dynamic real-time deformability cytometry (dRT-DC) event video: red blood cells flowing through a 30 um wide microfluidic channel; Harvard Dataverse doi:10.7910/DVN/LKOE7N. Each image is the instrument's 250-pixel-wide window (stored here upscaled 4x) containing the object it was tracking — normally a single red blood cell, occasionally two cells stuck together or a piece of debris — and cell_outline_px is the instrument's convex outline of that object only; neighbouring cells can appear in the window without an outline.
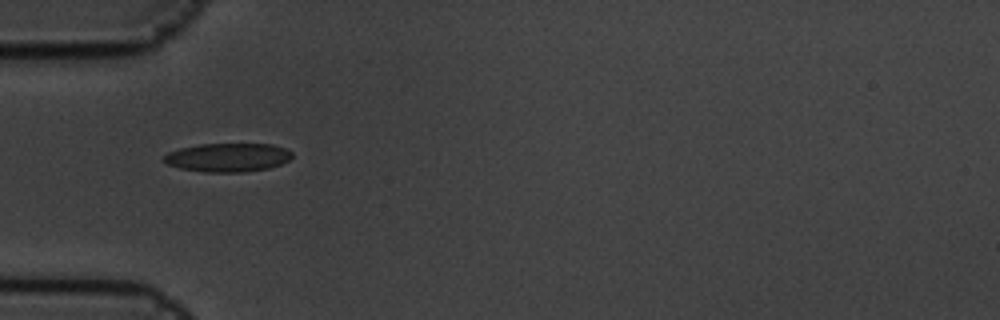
{"species": "common noctule bat (a hibernating species)", "species_latin": "Nyctalus noctula", "temperature_condition": "cold", "stored_images_in_passage": 6, "camera_frame_rate_fps": 3000, "um_per_image_px": 0.085, "animal": {"sex": "male", "body_mass_g": 19.5, "forearm_length_mm": 54.6}, "frame": {"image": 1, "passage_image": 5, "time_ms": 1.333, "image_size_px": [1000, 320], "cell_outline_px": [[292, 156], [288, 160], [280, 164], [268, 168], [244, 172], [204, 172], [180, 168], [168, 164], [164, 160], [164, 156], [168, 152], [180, 148], [200, 144], [272, 144], [284, 148], [292, 152]], "centroid_in_image_um": [19.36, 13.38], "position_along_channel_um": 65.6, "area_um2": 21.27}}
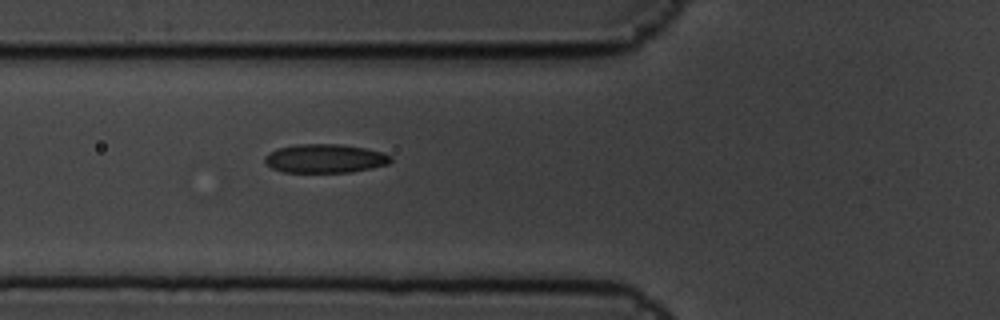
{"frame": {"image": 2, "passage_image": 6, "time_ms": 1.667, "image_size_px": [1000, 320], "cell_outline_px": [[392, 160], [388, 164], [372, 168], [348, 172], [284, 172], [272, 168], [264, 160], [264, 156], [268, 152], [280, 148], [296, 144], [340, 144], [364, 148], [384, 152], [392, 156]], "centroid_in_image_um": [27.64, 13.47], "position_along_channel_um": 98.2, "area_um2": 21.1}}